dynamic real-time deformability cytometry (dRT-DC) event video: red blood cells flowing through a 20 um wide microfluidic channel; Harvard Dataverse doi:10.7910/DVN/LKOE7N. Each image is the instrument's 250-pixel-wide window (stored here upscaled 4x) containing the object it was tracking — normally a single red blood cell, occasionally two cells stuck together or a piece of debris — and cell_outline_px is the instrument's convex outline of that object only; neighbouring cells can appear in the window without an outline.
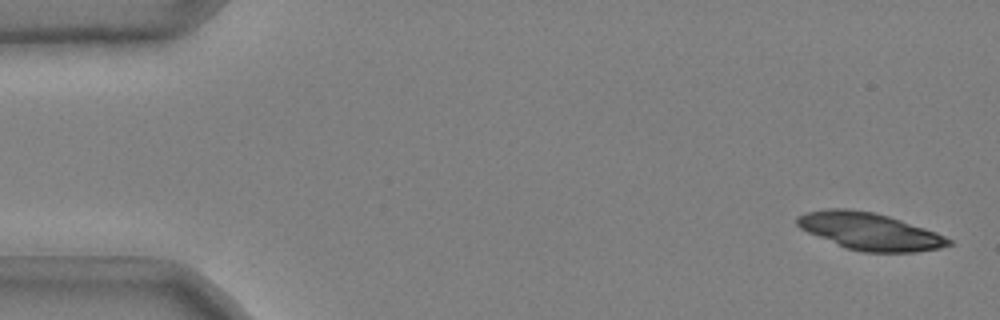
{"species": "common noctule bat (a hibernating species)", "species_latin": "Nyctalus noctula", "temperature_condition": "cold", "stored_images_in_passage": 52, "camera_frame_rate_fps": 3000, "um_per_image_px": 0.085, "animal": {"sex": "male", "body_mass_g": 20.4}, "frame": {"image": 1, "passage_image": 2, "time_ms": 0.333, "image_size_px": [1000, 320], "cell_outline_px": [[952, 244], [940, 248], [916, 252], [864, 252], [848, 248], [808, 232], [800, 228], [796, 224], [796, 216], [808, 212], [828, 208], [848, 208], [872, 212], [888, 216], [936, 232], [952, 240]], "centroid_in_image_um": [73.92, 19.66], "position_along_channel_um": 11.1, "area_um2": 32.37}}
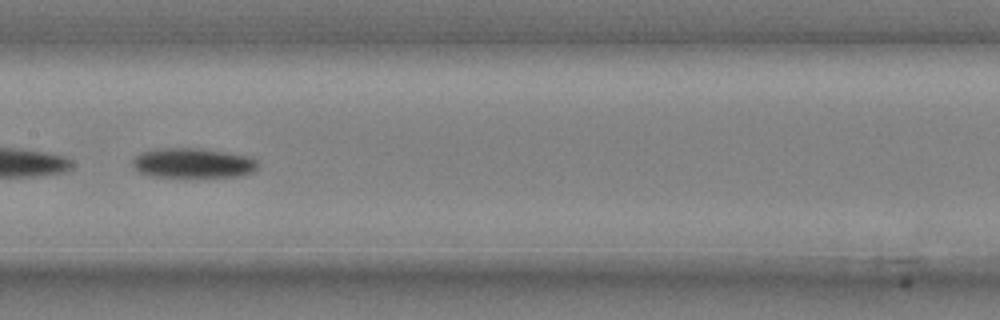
{"frame": {"image": 2, "passage_image": 27, "time_ms": 8.667, "image_size_px": [1000, 320], "cell_outline_px": [[260, 164], [256, 172], [240, 176], [204, 180], [200, 180], [152, 176], [140, 172], [132, 164], [132, 160], [140, 152], [156, 148], [204, 148], [252, 156]], "centroid_in_image_um": [16.5, 13.91], "position_along_channel_um": 190.9, "area_um2": 23.35}}
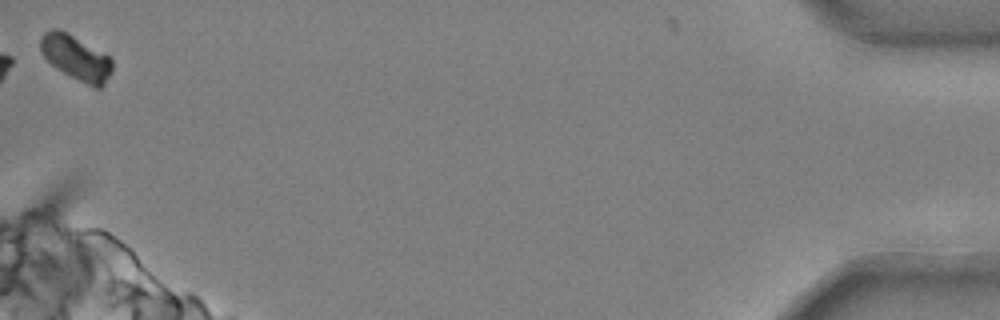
{"frame": {"image": 3, "passage_image": 52, "time_ms": 17.0, "image_size_px": [1000, 320], "cell_outline_px": [[112, 72], [104, 84], [100, 88], [96, 88], [56, 68], [40, 52], [40, 36], [44, 32], [52, 28], [60, 28], [68, 32], [104, 52], [112, 60]], "centroid_in_image_um": [6.45, 4.85], "position_along_channel_um": 428.7, "area_um2": 18.79}, "authors_computed_cell_mechanics": {"area_um2": 22.3108, "velocity_mm_per_s": 3.6958, "shape_relaxation_time_tau1_ms": 4.8577, "shape_relaxation_time_tau2_ms": null, "deformation_change_tau1": 0.1653, "deformation_change_tau2": null}}